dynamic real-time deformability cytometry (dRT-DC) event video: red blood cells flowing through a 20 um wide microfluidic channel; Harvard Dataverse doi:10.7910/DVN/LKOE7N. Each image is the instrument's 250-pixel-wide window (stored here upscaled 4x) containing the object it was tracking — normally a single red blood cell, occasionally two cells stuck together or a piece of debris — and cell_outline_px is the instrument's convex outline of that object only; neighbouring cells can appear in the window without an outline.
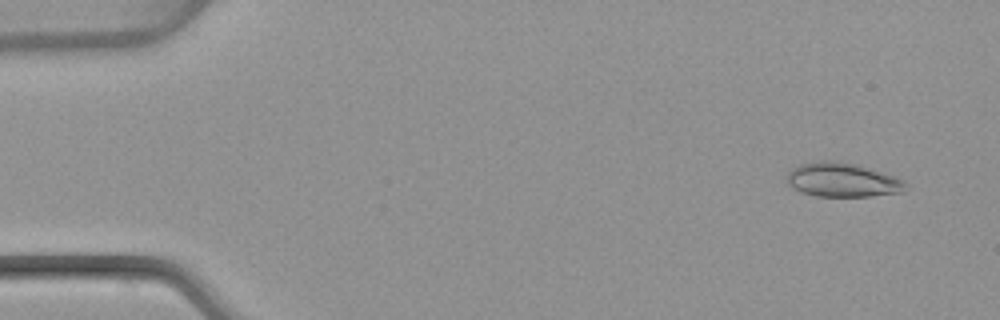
{"species": "common noctule bat (a hibernating species)", "species_latin": "Nyctalus noctula", "temperature_condition": "warm", "stored_images_in_passage": 50, "camera_frame_rate_fps": 3000, "um_per_image_px": 0.085, "animal": {"sex": "female", "body_mass_g": 22.7, "forearm_length_mm": 54.2}, "frame": {"image": 1, "passage_image": 4, "time_ms": 1.0, "image_size_px": [1000, 320], "cell_outline_px": [[908, 188], [904, 192], [868, 196], [816, 196], [800, 192], [788, 184], [788, 172], [792, 168], [800, 164], [820, 160], [836, 160], [852, 164], [896, 176], [904, 180], [908, 184]], "centroid_in_image_um": [71.63, 15.3], "position_along_channel_um": 13.4, "area_um2": 23.58}}
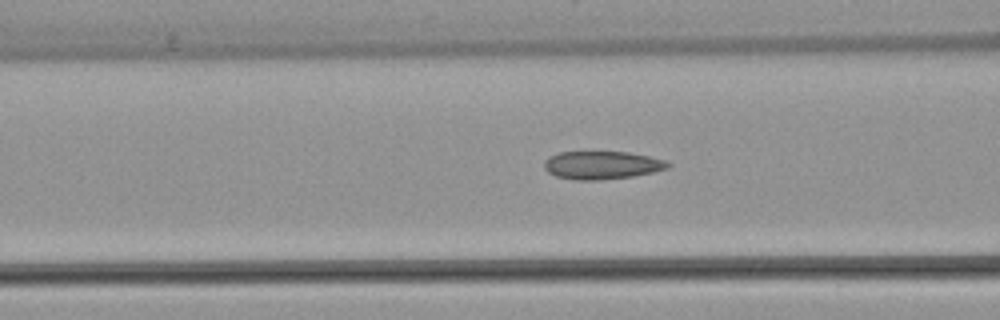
{"frame": {"image": 2, "passage_image": 20, "time_ms": 6.333, "image_size_px": [1000, 320], "cell_outline_px": [[672, 164], [668, 168], [652, 172], [632, 176], [600, 180], [576, 180], [556, 176], [548, 172], [544, 168], [544, 160], [548, 156], [560, 152], [628, 152], [668, 160]], "centroid_in_image_um": [51.16, 14.03], "position_along_channel_um": 115.4, "area_um2": 20.29}}
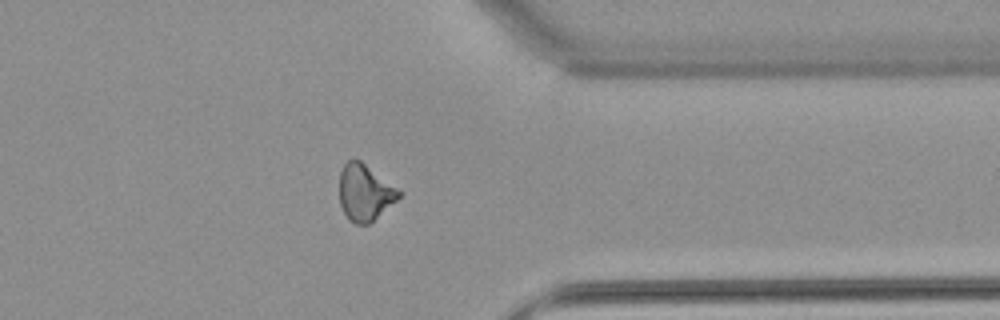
{"frame": {"image": 3, "passage_image": 40, "time_ms": 13.0, "image_size_px": [1000, 320], "cell_outline_px": [[404, 192], [396, 200], [368, 224], [356, 224], [348, 220], [340, 204], [340, 172], [344, 164], [348, 160], [360, 160], [400, 188]], "centroid_in_image_um": [31.03, 16.35], "position_along_channel_um": 380.4, "area_um2": 19.54}, "authors_computed_cell_mechanics": {"area_um2": 20.1433, "velocity_mm_per_s": 4.0987, "shape_relaxation_time_tau1_ms": null, "shape_relaxation_time_tau2_ms": 2.8491, "deformation_change_tau1": null, "deformation_change_tau2": 0.0971}}